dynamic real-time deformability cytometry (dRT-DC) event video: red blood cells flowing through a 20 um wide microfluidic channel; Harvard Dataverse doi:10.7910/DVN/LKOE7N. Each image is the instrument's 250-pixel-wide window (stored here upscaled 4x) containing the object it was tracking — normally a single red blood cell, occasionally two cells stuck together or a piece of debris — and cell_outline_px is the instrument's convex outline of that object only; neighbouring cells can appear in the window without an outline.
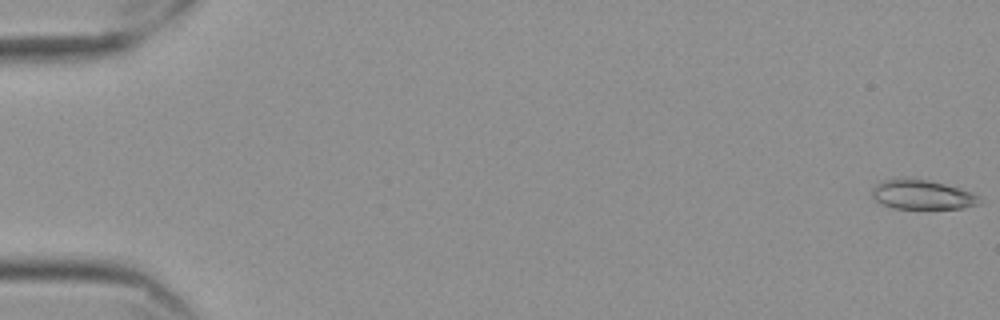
{"species": "Egyptian fruit bat (a non-hibernating species)", "species_latin": "Rousettus aegyptiacus", "temperature_condition": "cold", "stored_images_in_passage": 59, "camera_frame_rate_fps": 3000, "um_per_image_px": 0.085, "frame": {"image": 1, "passage_image": 1, "time_ms": 0.0, "image_size_px": [1000, 320], "cell_outline_px": [[968, 196], [964, 204], [952, 208], [904, 208], [888, 204], [888, 184], [936, 184], [952, 188], [964, 192]], "centroid_in_image_um": [78.62, 16.68], "position_along_channel_um": 6.4, "area_um2": 12.2}}
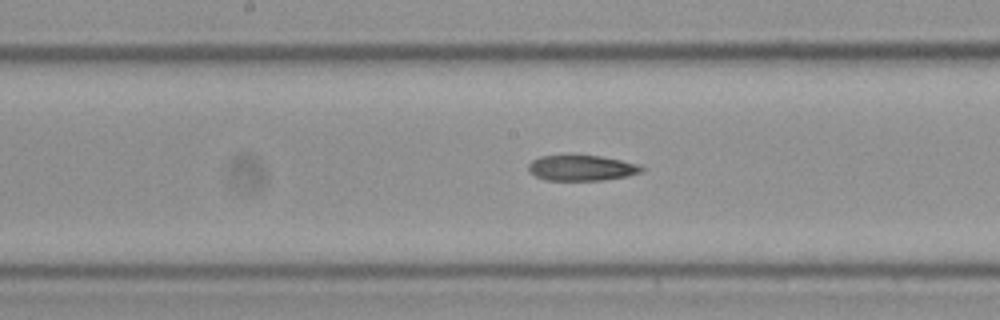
{"frame": {"image": 2, "passage_image": 31, "time_ms": 10.0, "image_size_px": [1000, 320], "cell_outline_px": [[640, 168], [636, 172], [620, 176], [592, 180], [552, 180], [540, 176], [532, 172], [532, 164], [536, 160], [548, 156], [592, 156], [616, 160]], "centroid_in_image_um": [49.34, 14.28], "position_along_channel_um": 198.9, "area_um2": 14.74}}
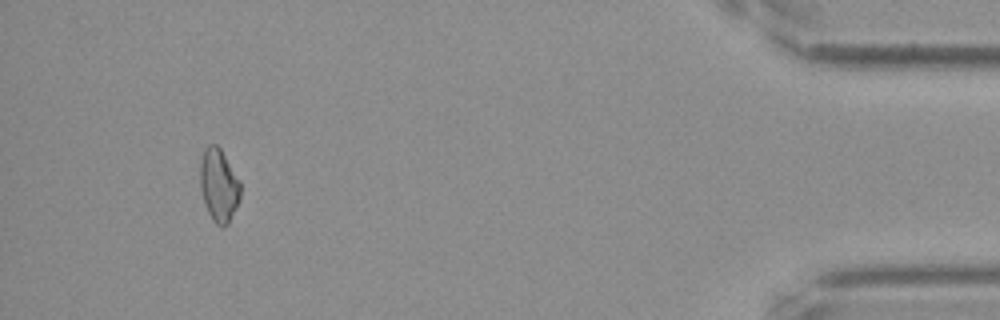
{"frame": {"image": 3, "passage_image": 55, "time_ms": 18.0, "image_size_px": [1000, 320], "cell_outline_px": [[240, 192], [236, 204], [228, 220], [224, 224], [216, 220], [212, 216], [208, 208], [204, 196], [204, 156], [208, 148], [216, 148], [220, 152], [240, 184]], "centroid_in_image_um": [18.67, 15.81], "position_along_channel_um": 416.5, "area_um2": 13.93}}